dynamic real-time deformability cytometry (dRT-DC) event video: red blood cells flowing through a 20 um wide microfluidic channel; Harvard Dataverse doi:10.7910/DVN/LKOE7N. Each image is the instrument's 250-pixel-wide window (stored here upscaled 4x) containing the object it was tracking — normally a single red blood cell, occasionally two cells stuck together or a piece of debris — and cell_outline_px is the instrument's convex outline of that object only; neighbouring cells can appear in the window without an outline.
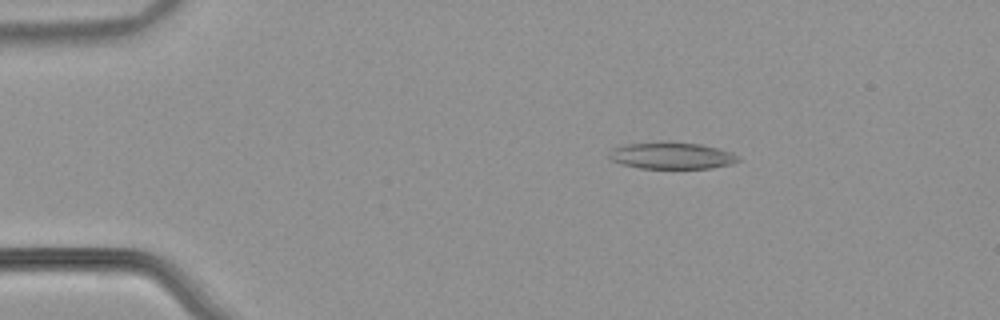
{"species": "common noctule bat (a hibernating species)", "species_latin": "Nyctalus noctula", "temperature_condition": "warm", "stored_images_in_passage": 49, "camera_frame_rate_fps": 3000, "um_per_image_px": 0.085, "animal": {"sex": "male", "body_mass_g": 21.5, "forearm_length_mm": 52.0}, "frame": {"image": 1, "passage_image": 5, "time_ms": 1.333, "image_size_px": [1000, 320], "cell_outline_px": [[740, 160], [732, 164], [712, 168], [640, 168], [620, 164], [612, 160], [608, 156], [608, 152], [612, 148], [624, 144], [700, 144], [732, 152], [740, 156]], "centroid_in_image_um": [57.1, 13.27], "position_along_channel_um": 27.9, "area_um2": 19.48}}
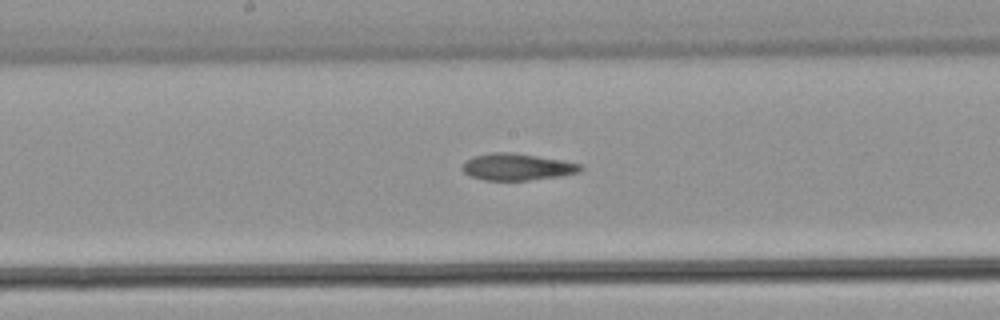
{"frame": {"image": 2, "passage_image": 24, "time_ms": 7.667, "image_size_px": [1000, 320], "cell_outline_px": [[584, 168], [576, 172], [560, 176], [528, 180], [484, 180], [468, 176], [460, 168], [468, 160], [476, 156], [492, 152], [512, 152], [560, 160], [580, 164]], "centroid_in_image_um": [43.91, 14.19], "position_along_channel_um": 204.3, "area_um2": 18.15}}
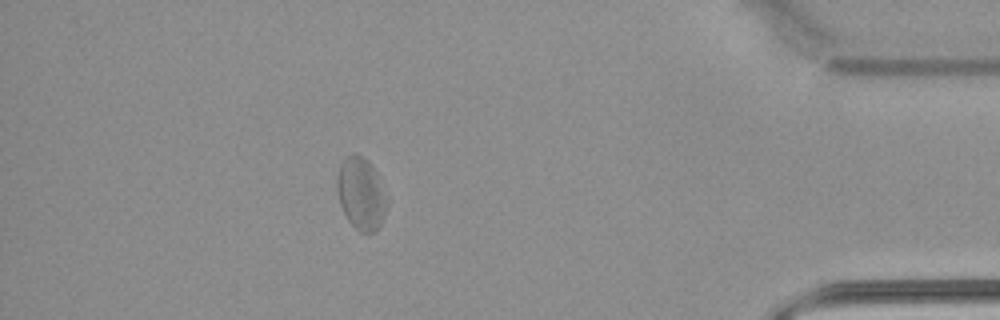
{"frame": {"image": 3, "passage_image": 43, "time_ms": 14.0, "image_size_px": [1000, 320], "cell_outline_px": [[388, 204], [384, 216], [380, 224], [372, 232], [360, 232], [348, 220], [340, 204], [336, 188], [336, 180], [340, 164], [352, 152], [368, 160], [372, 164], [388, 196]], "centroid_in_image_um": [30.7, 16.43], "position_along_channel_um": 404.5, "area_um2": 21.04}, "authors_computed_cell_mechanics": {"area_um2": 19.8832, "velocity_mm_per_s": 3.8617, "shape_relaxation_time_tau1_ms": null, "shape_relaxation_time_tau2_ms": 3.707, "deformation_change_tau1": null, "deformation_change_tau2": 0.1128}}